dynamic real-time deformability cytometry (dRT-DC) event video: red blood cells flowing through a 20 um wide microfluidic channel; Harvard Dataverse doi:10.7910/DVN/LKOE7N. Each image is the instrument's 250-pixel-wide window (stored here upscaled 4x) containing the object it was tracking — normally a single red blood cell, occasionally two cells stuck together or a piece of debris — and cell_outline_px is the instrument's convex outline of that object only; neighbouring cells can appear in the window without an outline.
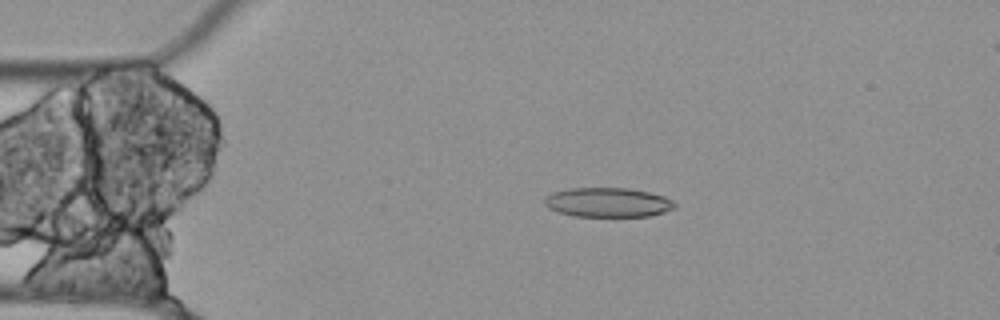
{"species": "Egyptian fruit bat (a non-hibernating species)", "species_latin": "Rousettus aegyptiacus", "temperature_condition": "cold", "stored_images_in_passage": 37, "camera_frame_rate_fps": 3000, "um_per_image_px": 0.085, "animal": {"sex": "female"}, "frame": {"image": 1, "passage_image": 3, "time_ms": 0.667, "image_size_px": [1000, 320], "cell_outline_px": [[676, 208], [652, 216], [576, 216], [556, 212], [548, 208], [544, 204], [544, 196], [552, 192], [568, 188], [628, 188], [648, 192], [664, 196], [672, 200], [676, 204]], "centroid_in_image_um": [51.64, 17.2], "position_along_channel_um": 33.4, "area_um2": 22.54}}
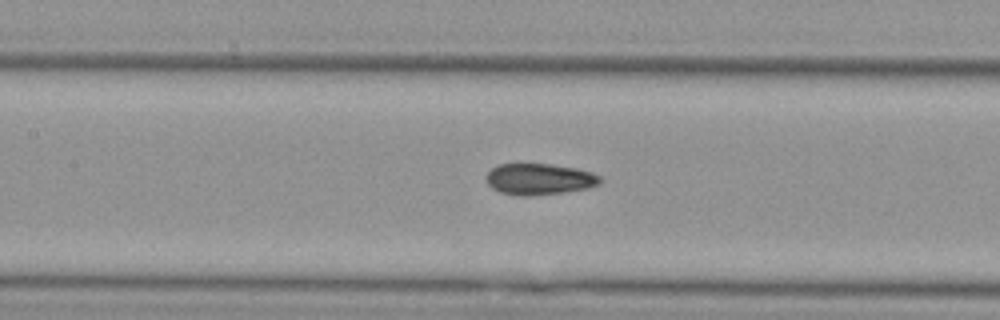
{"frame": {"image": 2, "passage_image": 16, "time_ms": 5.0, "image_size_px": [1000, 320], "cell_outline_px": [[604, 180], [600, 184], [588, 188], [564, 192], [528, 196], [516, 196], [500, 192], [492, 188], [484, 180], [484, 176], [492, 168], [500, 164], [552, 164], [576, 168], [592, 172], [600, 176]], "centroid_in_image_um": [45.84, 15.23], "position_along_channel_um": 161.6, "area_um2": 21.04}}
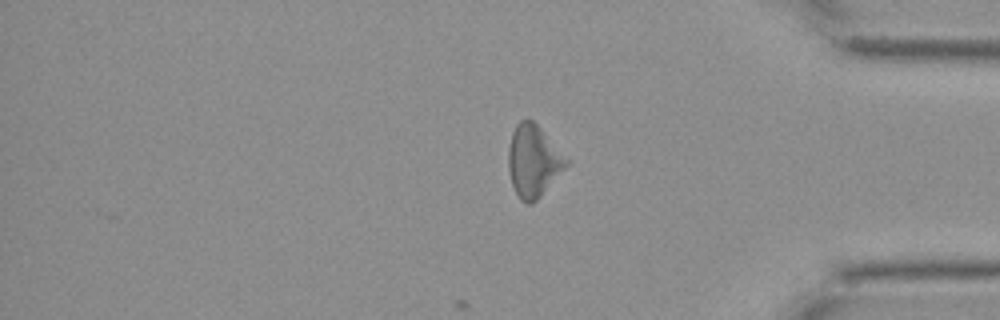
{"frame": {"image": 3, "passage_image": 37, "time_ms": 12.0, "image_size_px": [1000, 320], "cell_outline_px": [[568, 164], [540, 196], [532, 204], [524, 204], [520, 200], [512, 184], [508, 168], [508, 148], [512, 132], [516, 124], [520, 120], [532, 120], [540, 128], [568, 160]], "centroid_in_image_um": [45.29, 13.7], "position_along_channel_um": 389.9, "area_um2": 23.81}}